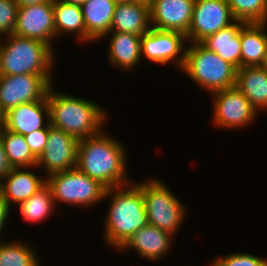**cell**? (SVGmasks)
<instances>
[{"label": "cell", "instance_id": "cell-1", "mask_svg": "<svg viewBox=\"0 0 267 266\" xmlns=\"http://www.w3.org/2000/svg\"><path fill=\"white\" fill-rule=\"evenodd\" d=\"M126 156L119 140L101 131L79 140L76 168L106 188L119 187L132 182L126 176Z\"/></svg>", "mask_w": 267, "mask_h": 266}, {"label": "cell", "instance_id": "cell-2", "mask_svg": "<svg viewBox=\"0 0 267 266\" xmlns=\"http://www.w3.org/2000/svg\"><path fill=\"white\" fill-rule=\"evenodd\" d=\"M134 183L107 188L104 195V199L110 197L104 222V239L115 250L148 224L141 183Z\"/></svg>", "mask_w": 267, "mask_h": 266}, {"label": "cell", "instance_id": "cell-3", "mask_svg": "<svg viewBox=\"0 0 267 266\" xmlns=\"http://www.w3.org/2000/svg\"><path fill=\"white\" fill-rule=\"evenodd\" d=\"M46 98L50 110V125L80 139L99 134L105 126L107 113L88 99L53 91L51 85Z\"/></svg>", "mask_w": 267, "mask_h": 266}, {"label": "cell", "instance_id": "cell-4", "mask_svg": "<svg viewBox=\"0 0 267 266\" xmlns=\"http://www.w3.org/2000/svg\"><path fill=\"white\" fill-rule=\"evenodd\" d=\"M4 38L0 45V75H41L54 85L51 69L55 54L48 44L16 34L7 35L6 41Z\"/></svg>", "mask_w": 267, "mask_h": 266}, {"label": "cell", "instance_id": "cell-5", "mask_svg": "<svg viewBox=\"0 0 267 266\" xmlns=\"http://www.w3.org/2000/svg\"><path fill=\"white\" fill-rule=\"evenodd\" d=\"M181 70L210 94L233 87L236 83L237 68L201 43L190 42L185 49Z\"/></svg>", "mask_w": 267, "mask_h": 266}, {"label": "cell", "instance_id": "cell-6", "mask_svg": "<svg viewBox=\"0 0 267 266\" xmlns=\"http://www.w3.org/2000/svg\"><path fill=\"white\" fill-rule=\"evenodd\" d=\"M149 179L141 182L148 224L174 236L184 222L187 208L161 179Z\"/></svg>", "mask_w": 267, "mask_h": 266}, {"label": "cell", "instance_id": "cell-7", "mask_svg": "<svg viewBox=\"0 0 267 266\" xmlns=\"http://www.w3.org/2000/svg\"><path fill=\"white\" fill-rule=\"evenodd\" d=\"M54 202L88 207L104 199L106 187L77 168L46 176Z\"/></svg>", "mask_w": 267, "mask_h": 266}, {"label": "cell", "instance_id": "cell-8", "mask_svg": "<svg viewBox=\"0 0 267 266\" xmlns=\"http://www.w3.org/2000/svg\"><path fill=\"white\" fill-rule=\"evenodd\" d=\"M211 96L214 105L212 123L219 128H243L257 116L258 112L236 86L216 91Z\"/></svg>", "mask_w": 267, "mask_h": 266}, {"label": "cell", "instance_id": "cell-9", "mask_svg": "<svg viewBox=\"0 0 267 266\" xmlns=\"http://www.w3.org/2000/svg\"><path fill=\"white\" fill-rule=\"evenodd\" d=\"M235 21L226 0H195L192 22L185 35L186 40L200 43Z\"/></svg>", "mask_w": 267, "mask_h": 266}, {"label": "cell", "instance_id": "cell-10", "mask_svg": "<svg viewBox=\"0 0 267 266\" xmlns=\"http://www.w3.org/2000/svg\"><path fill=\"white\" fill-rule=\"evenodd\" d=\"M50 86L41 75H0V113L44 99Z\"/></svg>", "mask_w": 267, "mask_h": 266}, {"label": "cell", "instance_id": "cell-11", "mask_svg": "<svg viewBox=\"0 0 267 266\" xmlns=\"http://www.w3.org/2000/svg\"><path fill=\"white\" fill-rule=\"evenodd\" d=\"M186 36L176 31L152 28L142 35L141 54L148 60L157 64L172 62L182 69L185 62Z\"/></svg>", "mask_w": 267, "mask_h": 266}, {"label": "cell", "instance_id": "cell-12", "mask_svg": "<svg viewBox=\"0 0 267 266\" xmlns=\"http://www.w3.org/2000/svg\"><path fill=\"white\" fill-rule=\"evenodd\" d=\"M13 34L42 41L53 49L52 40L57 39L53 1L18 7Z\"/></svg>", "mask_w": 267, "mask_h": 266}, {"label": "cell", "instance_id": "cell-13", "mask_svg": "<svg viewBox=\"0 0 267 266\" xmlns=\"http://www.w3.org/2000/svg\"><path fill=\"white\" fill-rule=\"evenodd\" d=\"M78 143V138L50 125L47 144L36 167H45L47 175L76 168Z\"/></svg>", "mask_w": 267, "mask_h": 266}, {"label": "cell", "instance_id": "cell-14", "mask_svg": "<svg viewBox=\"0 0 267 266\" xmlns=\"http://www.w3.org/2000/svg\"><path fill=\"white\" fill-rule=\"evenodd\" d=\"M195 0H153L150 6L152 28L186 35L190 28Z\"/></svg>", "mask_w": 267, "mask_h": 266}, {"label": "cell", "instance_id": "cell-15", "mask_svg": "<svg viewBox=\"0 0 267 266\" xmlns=\"http://www.w3.org/2000/svg\"><path fill=\"white\" fill-rule=\"evenodd\" d=\"M44 116L46 117L44 118ZM1 125L9 131L23 136L38 129L49 128L50 110L47 98L11 108L2 115Z\"/></svg>", "mask_w": 267, "mask_h": 266}, {"label": "cell", "instance_id": "cell-16", "mask_svg": "<svg viewBox=\"0 0 267 266\" xmlns=\"http://www.w3.org/2000/svg\"><path fill=\"white\" fill-rule=\"evenodd\" d=\"M173 235L156 226L147 224L136 231L118 250H136L144 259L158 261L171 249Z\"/></svg>", "mask_w": 267, "mask_h": 266}, {"label": "cell", "instance_id": "cell-17", "mask_svg": "<svg viewBox=\"0 0 267 266\" xmlns=\"http://www.w3.org/2000/svg\"><path fill=\"white\" fill-rule=\"evenodd\" d=\"M29 168L13 167L0 181V193L10 208L27 200L46 183V178L38 177Z\"/></svg>", "mask_w": 267, "mask_h": 266}, {"label": "cell", "instance_id": "cell-18", "mask_svg": "<svg viewBox=\"0 0 267 266\" xmlns=\"http://www.w3.org/2000/svg\"><path fill=\"white\" fill-rule=\"evenodd\" d=\"M151 29L150 7L128 0H118L110 32L144 35Z\"/></svg>", "mask_w": 267, "mask_h": 266}, {"label": "cell", "instance_id": "cell-19", "mask_svg": "<svg viewBox=\"0 0 267 266\" xmlns=\"http://www.w3.org/2000/svg\"><path fill=\"white\" fill-rule=\"evenodd\" d=\"M111 35L108 46V60L113 66L121 70H132L142 61L141 38L142 36L125 33L109 32L102 38Z\"/></svg>", "mask_w": 267, "mask_h": 266}, {"label": "cell", "instance_id": "cell-20", "mask_svg": "<svg viewBox=\"0 0 267 266\" xmlns=\"http://www.w3.org/2000/svg\"><path fill=\"white\" fill-rule=\"evenodd\" d=\"M118 0H86L82 5L86 27V43L102 40L110 32L113 14Z\"/></svg>", "mask_w": 267, "mask_h": 266}, {"label": "cell", "instance_id": "cell-21", "mask_svg": "<svg viewBox=\"0 0 267 266\" xmlns=\"http://www.w3.org/2000/svg\"><path fill=\"white\" fill-rule=\"evenodd\" d=\"M244 24L243 21H235L230 26L209 35L200 43L239 69L241 68L240 29Z\"/></svg>", "mask_w": 267, "mask_h": 266}, {"label": "cell", "instance_id": "cell-22", "mask_svg": "<svg viewBox=\"0 0 267 266\" xmlns=\"http://www.w3.org/2000/svg\"><path fill=\"white\" fill-rule=\"evenodd\" d=\"M267 23H245L240 29L241 68L261 66L267 53Z\"/></svg>", "mask_w": 267, "mask_h": 266}, {"label": "cell", "instance_id": "cell-23", "mask_svg": "<svg viewBox=\"0 0 267 266\" xmlns=\"http://www.w3.org/2000/svg\"><path fill=\"white\" fill-rule=\"evenodd\" d=\"M235 86L257 112L267 110V72L261 66L237 69Z\"/></svg>", "mask_w": 267, "mask_h": 266}, {"label": "cell", "instance_id": "cell-24", "mask_svg": "<svg viewBox=\"0 0 267 266\" xmlns=\"http://www.w3.org/2000/svg\"><path fill=\"white\" fill-rule=\"evenodd\" d=\"M56 37L62 33L78 34L77 39L86 43V27L81 6L62 0H53Z\"/></svg>", "mask_w": 267, "mask_h": 266}, {"label": "cell", "instance_id": "cell-25", "mask_svg": "<svg viewBox=\"0 0 267 266\" xmlns=\"http://www.w3.org/2000/svg\"><path fill=\"white\" fill-rule=\"evenodd\" d=\"M0 139L9 164L13 167L36 168L37 158L32 154L23 135L9 131L1 125Z\"/></svg>", "mask_w": 267, "mask_h": 266}, {"label": "cell", "instance_id": "cell-26", "mask_svg": "<svg viewBox=\"0 0 267 266\" xmlns=\"http://www.w3.org/2000/svg\"><path fill=\"white\" fill-rule=\"evenodd\" d=\"M18 205L23 219L31 223H38L45 218L47 219L56 206L51 190L46 183L31 197Z\"/></svg>", "mask_w": 267, "mask_h": 266}, {"label": "cell", "instance_id": "cell-27", "mask_svg": "<svg viewBox=\"0 0 267 266\" xmlns=\"http://www.w3.org/2000/svg\"><path fill=\"white\" fill-rule=\"evenodd\" d=\"M13 242L0 240V266H41L40 259L31 245L22 241Z\"/></svg>", "mask_w": 267, "mask_h": 266}, {"label": "cell", "instance_id": "cell-28", "mask_svg": "<svg viewBox=\"0 0 267 266\" xmlns=\"http://www.w3.org/2000/svg\"><path fill=\"white\" fill-rule=\"evenodd\" d=\"M236 21L267 23V0H226Z\"/></svg>", "mask_w": 267, "mask_h": 266}, {"label": "cell", "instance_id": "cell-29", "mask_svg": "<svg viewBox=\"0 0 267 266\" xmlns=\"http://www.w3.org/2000/svg\"><path fill=\"white\" fill-rule=\"evenodd\" d=\"M211 266H267V258L255 256L250 253H233L220 256L212 261Z\"/></svg>", "mask_w": 267, "mask_h": 266}, {"label": "cell", "instance_id": "cell-30", "mask_svg": "<svg viewBox=\"0 0 267 266\" xmlns=\"http://www.w3.org/2000/svg\"><path fill=\"white\" fill-rule=\"evenodd\" d=\"M18 4L15 0H0V35L13 34L17 19Z\"/></svg>", "mask_w": 267, "mask_h": 266}, {"label": "cell", "instance_id": "cell-31", "mask_svg": "<svg viewBox=\"0 0 267 266\" xmlns=\"http://www.w3.org/2000/svg\"><path fill=\"white\" fill-rule=\"evenodd\" d=\"M49 128L35 130L24 136L30 151L38 159L44 152L48 140Z\"/></svg>", "mask_w": 267, "mask_h": 266}, {"label": "cell", "instance_id": "cell-32", "mask_svg": "<svg viewBox=\"0 0 267 266\" xmlns=\"http://www.w3.org/2000/svg\"><path fill=\"white\" fill-rule=\"evenodd\" d=\"M11 169L12 166L9 164L3 143L0 139V181L7 176Z\"/></svg>", "mask_w": 267, "mask_h": 266}, {"label": "cell", "instance_id": "cell-33", "mask_svg": "<svg viewBox=\"0 0 267 266\" xmlns=\"http://www.w3.org/2000/svg\"><path fill=\"white\" fill-rule=\"evenodd\" d=\"M10 207L8 206L6 200L3 198L2 194L0 193V237L1 231L5 228V223L8 220L7 217L10 213ZM1 239V238H0Z\"/></svg>", "mask_w": 267, "mask_h": 266}, {"label": "cell", "instance_id": "cell-34", "mask_svg": "<svg viewBox=\"0 0 267 266\" xmlns=\"http://www.w3.org/2000/svg\"><path fill=\"white\" fill-rule=\"evenodd\" d=\"M46 1H53V0H15V2L18 4V7L34 5V4L43 3Z\"/></svg>", "mask_w": 267, "mask_h": 266}, {"label": "cell", "instance_id": "cell-35", "mask_svg": "<svg viewBox=\"0 0 267 266\" xmlns=\"http://www.w3.org/2000/svg\"><path fill=\"white\" fill-rule=\"evenodd\" d=\"M128 1H132V2H135V3H141V4L147 5L149 7L153 3V0H128Z\"/></svg>", "mask_w": 267, "mask_h": 266}, {"label": "cell", "instance_id": "cell-36", "mask_svg": "<svg viewBox=\"0 0 267 266\" xmlns=\"http://www.w3.org/2000/svg\"><path fill=\"white\" fill-rule=\"evenodd\" d=\"M62 1L81 6L86 0H62Z\"/></svg>", "mask_w": 267, "mask_h": 266}, {"label": "cell", "instance_id": "cell-37", "mask_svg": "<svg viewBox=\"0 0 267 266\" xmlns=\"http://www.w3.org/2000/svg\"><path fill=\"white\" fill-rule=\"evenodd\" d=\"M261 67L267 72V53L266 56L264 57Z\"/></svg>", "mask_w": 267, "mask_h": 266}, {"label": "cell", "instance_id": "cell-38", "mask_svg": "<svg viewBox=\"0 0 267 266\" xmlns=\"http://www.w3.org/2000/svg\"><path fill=\"white\" fill-rule=\"evenodd\" d=\"M0 124H2V114L0 113Z\"/></svg>", "mask_w": 267, "mask_h": 266}]
</instances>
